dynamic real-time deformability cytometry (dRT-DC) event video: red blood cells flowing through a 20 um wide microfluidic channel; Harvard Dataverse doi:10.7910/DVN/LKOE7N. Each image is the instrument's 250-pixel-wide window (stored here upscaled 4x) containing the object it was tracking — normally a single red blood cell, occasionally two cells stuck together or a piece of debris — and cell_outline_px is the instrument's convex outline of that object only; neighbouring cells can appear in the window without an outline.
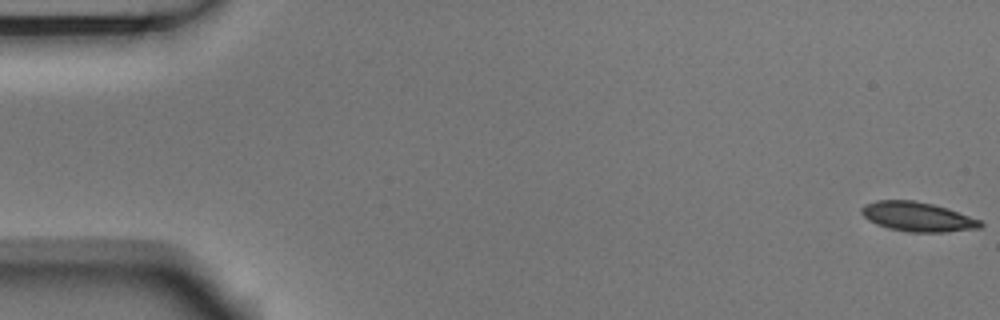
{"species": "Egyptian fruit bat (a non-hibernating species)", "species_latin": "Rousettus aegyptiacus", "temperature_condition": "room temperature", "stored_images_in_passage": 54, "camera_frame_rate_fps": 3000, "um_per_image_px": 0.085, "animal": {"sex": "male"}, "frame": {"image": 1, "passage_image": 1, "time_ms": 0.0, "image_size_px": [1000, 320], "cell_outline_px": [[984, 224], [980, 228], [944, 232], [912, 232], [892, 228], [876, 224], [868, 220], [860, 212], [860, 208], [864, 204], [876, 200], [916, 200], [948, 208], [980, 220]], "centroid_in_image_um": [77.98, 18.41], "position_along_channel_um": 7.0, "area_um2": 20.35}}
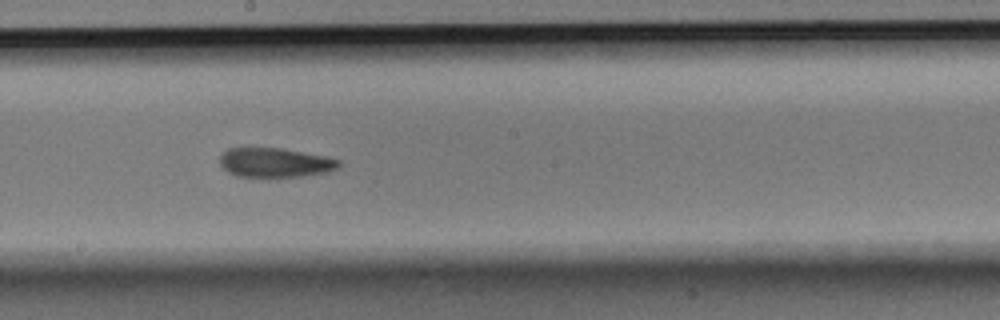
{"frame": {"image": 2, "passage_image": 30, "time_ms": 9.667, "image_size_px": [1000, 320], "cell_outline_px": [[340, 164], [336, 168], [328, 172], [304, 176], [276, 180], [236, 176], [228, 172], [220, 164], [220, 152], [228, 148], [280, 148], [324, 156], [340, 160]], "centroid_in_image_um": [23.33, 13.87], "position_along_channel_um": 224.9, "area_um2": 21.15}}
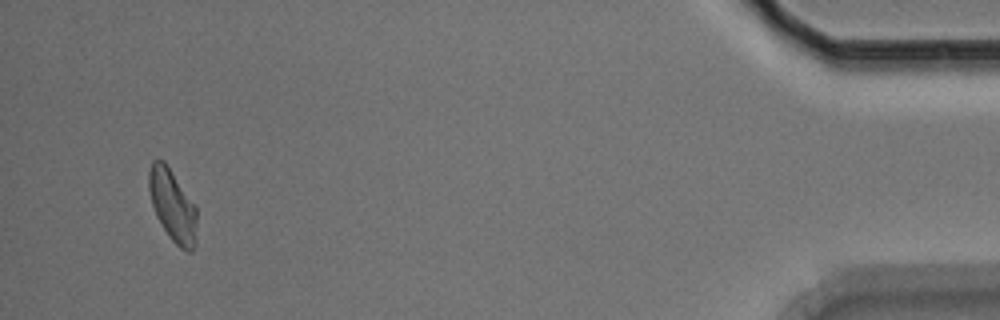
{"frame": {"image": 3, "passage_image": 52, "time_ms": 17.0, "image_size_px": [1000, 320], "cell_outline_px": [[196, 220], [192, 252], [188, 252], [180, 248], [168, 236], [156, 216], [152, 204], [148, 188], [148, 172], [152, 160], [164, 160], [196, 208]], "centroid_in_image_um": [14.62, 17.45], "position_along_channel_um": 420.6, "area_um2": 19.65}, "authors_computed_cell_mechanics": {"area_um2": 20.9236, "velocity_mm_per_s": 3.7217, "shape_relaxation_time_tau1_ms": 3.6389, "shape_relaxation_time_tau2_ms": 3.6393, "deformation_change_tau1": 0.1265, "deformation_change_tau2": 0.1182}}